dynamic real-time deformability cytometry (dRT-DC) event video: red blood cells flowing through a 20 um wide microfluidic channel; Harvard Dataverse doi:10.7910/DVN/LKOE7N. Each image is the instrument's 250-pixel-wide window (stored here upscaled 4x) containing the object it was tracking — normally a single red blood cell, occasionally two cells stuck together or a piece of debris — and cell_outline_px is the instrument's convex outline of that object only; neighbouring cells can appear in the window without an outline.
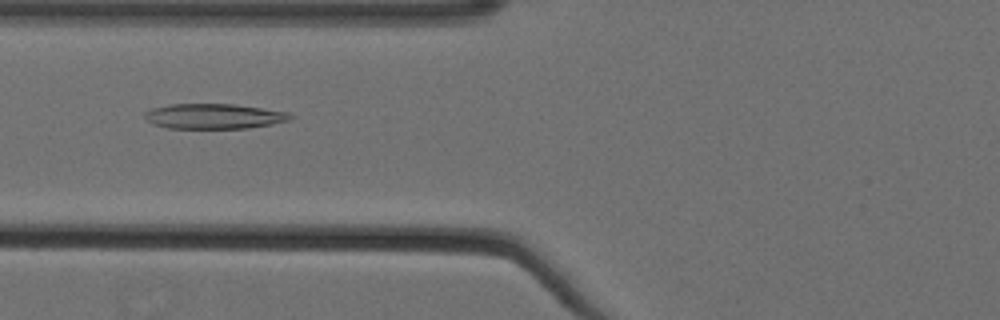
{"species": "Egyptian fruit bat (a non-hibernating species)", "species_latin": "Rousettus aegyptiacus", "temperature_condition": "cold", "stored_images_in_passage": 59, "camera_frame_rate_fps": 3000, "um_per_image_px": 0.085, "animal": {"sex": "female"}, "frame": {"image": 1, "passage_image": 26, "time_ms": 8.333, "image_size_px": [1000, 320], "cell_outline_px": [[296, 116], [292, 120], [272, 124], [248, 128], [168, 128], [152, 124], [144, 116], [144, 112], [152, 108], [168, 104], [236, 104], [288, 112]], "centroid_in_image_um": [18.22, 9.88], "position_along_channel_um": 107.6, "area_um2": 21.5}}
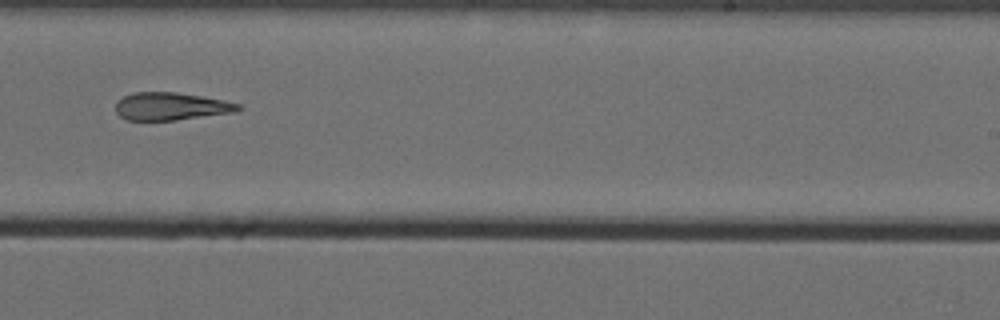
{"frame": {"image": 2, "passage_image": 40, "time_ms": 13.0, "image_size_px": [1000, 320], "cell_outline_px": [[240, 108], [232, 112], [176, 120], [128, 120], [120, 116], [116, 112], [116, 104], [124, 96], [132, 92], [176, 92], [224, 100], [240, 104]], "centroid_in_image_um": [14.49, 9.03], "position_along_channel_um": 274.5, "area_um2": 19.48}}
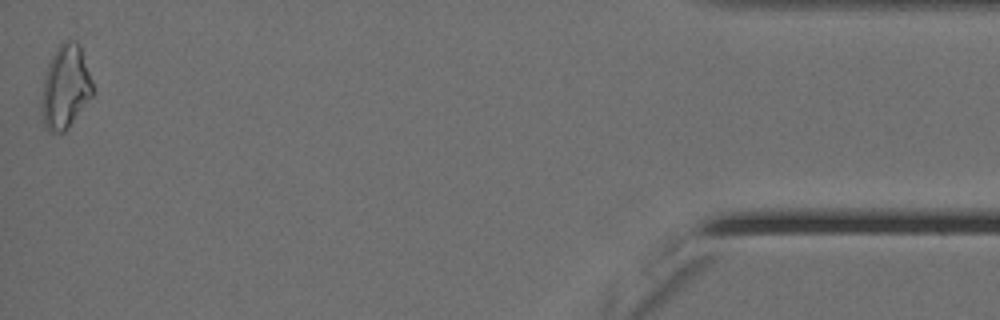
{"frame": {"image": 3, "passage_image": 59, "time_ms": 19.333, "image_size_px": [1000, 320], "cell_outline_px": [[96, 92], [68, 128], [64, 132], [48, 132], [44, 124], [40, 112], [40, 104], [44, 72], [60, 40], [76, 40], [80, 44]], "centroid_in_image_um": [5.56, 7.38], "position_along_channel_um": 429.6, "area_um2": 25.66}, "authors_computed_cell_mechanics": {"area_um2": 22.6576, "velocity_mm_per_s": 3.5728, "shape_relaxation_time_tau1_ms": null, "shape_relaxation_time_tau2_ms": 3.5804, "deformation_change_tau1": null, "deformation_change_tau2": 0.1414}}